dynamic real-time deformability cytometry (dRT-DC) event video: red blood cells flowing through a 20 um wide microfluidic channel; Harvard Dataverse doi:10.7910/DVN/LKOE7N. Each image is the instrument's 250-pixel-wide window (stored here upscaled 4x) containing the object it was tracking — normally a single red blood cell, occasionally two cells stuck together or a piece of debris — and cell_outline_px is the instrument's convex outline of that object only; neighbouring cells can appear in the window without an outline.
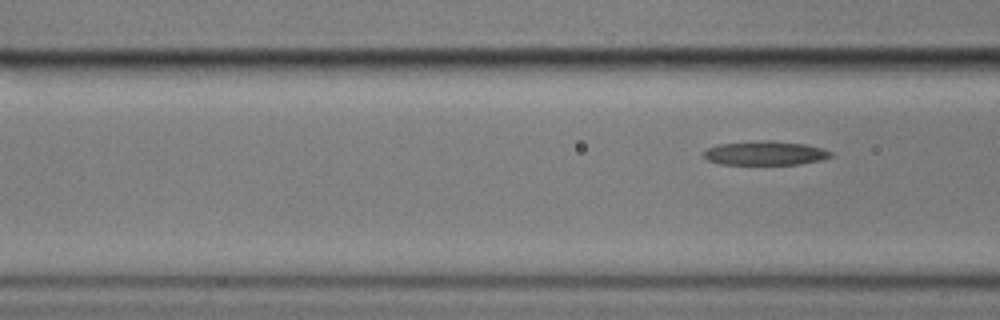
{"species": "common noctule bat (a hibernating species)", "species_latin": "Nyctalus noctula", "temperature_condition": "cold", "stored_images_in_passage": 3, "segment_of_instrument_passage": [2, 2], "camera_frame_rate_fps": 3000, "um_per_image_px": 0.085, "animal": {"sex": "male", "body_mass_g": 17.9}, "frame": {"image": 1, "passage_image": 3, "time_ms": 3.333, "image_size_px": [1000, 320], "cell_outline_px": [[832, 156], [820, 160], [800, 164], [720, 164], [708, 160], [704, 156], [704, 152], [708, 148], [720, 144], [760, 140], [772, 140], [804, 144], [824, 148], [832, 152]], "centroid_in_image_um": [65.07, 13.01], "position_along_channel_um": 101.5, "area_um2": 17.74}}